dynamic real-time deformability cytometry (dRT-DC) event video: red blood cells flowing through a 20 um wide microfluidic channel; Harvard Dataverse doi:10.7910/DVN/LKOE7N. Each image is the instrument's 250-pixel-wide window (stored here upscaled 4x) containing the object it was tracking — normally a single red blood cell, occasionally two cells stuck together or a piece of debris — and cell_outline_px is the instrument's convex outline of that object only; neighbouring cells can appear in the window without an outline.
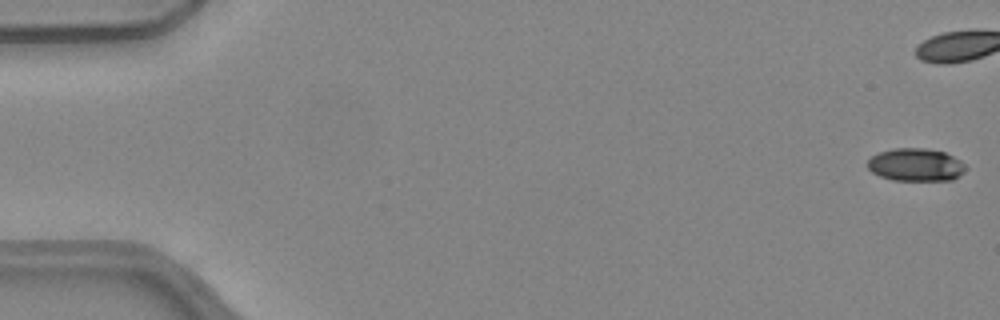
{"species": "common noctule bat (a hibernating species)", "species_latin": "Nyctalus noctula", "temperature_condition": "warm", "stored_images_in_passage": 41, "camera_frame_rate_fps": 3000, "um_per_image_px": 0.085, "animal": {"sex": "female", "body_mass_g": 24.6, "forearm_length_mm": 56.2}, "frame": {"image": 1, "passage_image": 1, "time_ms": 0.0, "image_size_px": [1000, 320], "cell_outline_px": [[968, 168], [964, 172], [952, 180], [892, 180], [880, 176], [872, 172], [868, 168], [868, 160], [872, 156], [880, 152], [892, 148], [924, 148], [944, 152], [960, 160]], "centroid_in_image_um": [77.85, 14.01], "position_along_channel_um": 7.2, "area_um2": 18.73}}
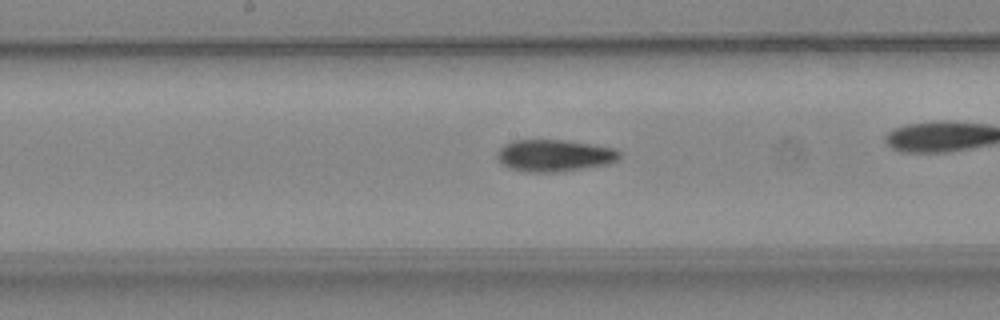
{"frame": {"image": 2, "passage_image": 27, "time_ms": 8.667, "image_size_px": [1000, 320], "cell_outline_px": [[620, 156], [616, 160], [608, 164], [584, 168], [556, 172], [524, 172], [508, 168], [496, 156], [496, 152], [504, 144], [512, 140], [564, 140], [616, 148], [620, 152]], "centroid_in_image_um": [47.1, 13.22], "position_along_channel_um": 201.1, "area_um2": 22.77}}
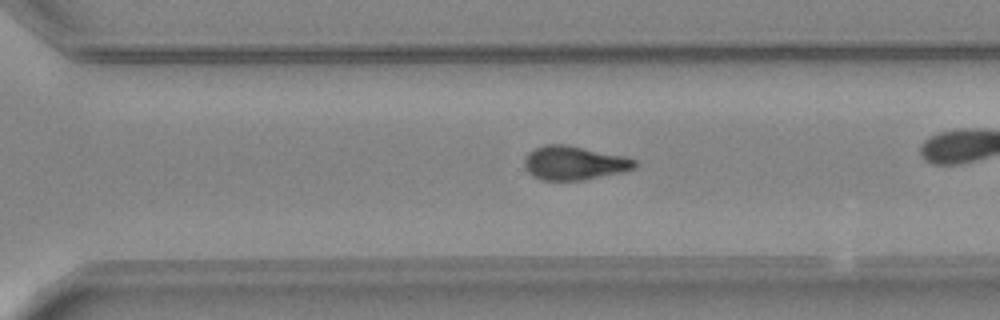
{"frame": {"image": 3, "passage_image": 36, "time_ms": 11.667, "image_size_px": [1000, 320], "cell_outline_px": [[636, 168], [624, 172], [584, 180], [544, 180], [532, 176], [528, 172], [524, 164], [524, 156], [528, 152], [544, 144], [564, 144], [624, 156], [636, 160]], "centroid_in_image_um": [48.79, 13.86], "position_along_channel_um": 321.8, "area_um2": 21.85}}